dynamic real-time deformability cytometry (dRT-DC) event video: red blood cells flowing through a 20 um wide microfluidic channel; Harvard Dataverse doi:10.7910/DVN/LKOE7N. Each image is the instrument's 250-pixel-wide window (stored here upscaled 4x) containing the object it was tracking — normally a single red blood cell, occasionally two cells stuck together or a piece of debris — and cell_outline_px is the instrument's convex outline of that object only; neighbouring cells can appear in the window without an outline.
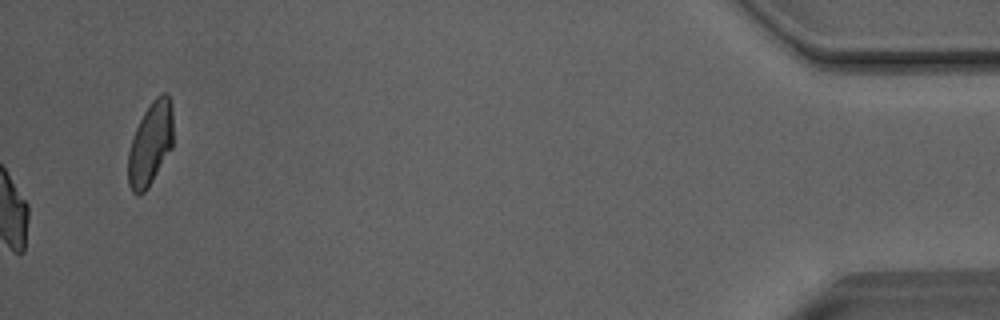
{"species": "Egyptian fruit bat (a non-hibernating species)", "species_latin": "Rousettus aegyptiacus", "temperature_condition": "room temperature", "stored_images_in_passage": 52, "camera_frame_rate_fps": 3000, "um_per_image_px": 0.085, "animal": {"sex": "male"}, "frame": {"image": 1, "passage_image": 52, "time_ms": 17.0, "image_size_px": [1000, 320], "cell_outline_px": [[172, 148], [148, 188], [140, 196], [136, 196], [132, 192], [128, 184], [128, 152], [136, 128], [144, 112], [152, 100], [156, 96], [164, 92], [168, 92], [172, 104]], "centroid_in_image_um": [12.78, 12.23], "position_along_channel_um": 422.4, "area_um2": 22.02}, "authors_computed_cell_mechanics": {"area_um2": 21.1837, "velocity_mm_per_s": 4.0544, "shape_relaxation_time_tau1_ms": 3.8584, "shape_relaxation_time_tau2_ms": 1.7737, "deformation_change_tau1": 0.1375, "deformation_change_tau2": 0.0695}}